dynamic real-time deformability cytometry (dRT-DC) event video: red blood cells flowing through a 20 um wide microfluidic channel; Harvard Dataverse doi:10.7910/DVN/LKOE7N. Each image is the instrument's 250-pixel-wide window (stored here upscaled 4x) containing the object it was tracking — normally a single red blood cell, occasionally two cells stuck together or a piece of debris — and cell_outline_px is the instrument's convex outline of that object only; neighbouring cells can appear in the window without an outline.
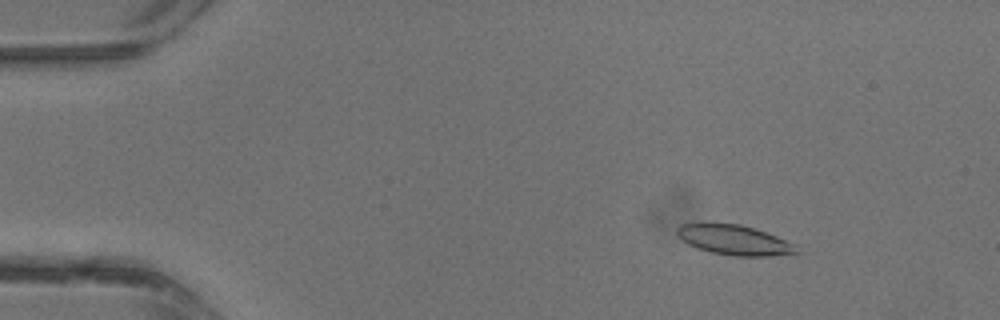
{"species": "common noctule bat (a hibernating species)", "species_latin": "Nyctalus noctula", "temperature_condition": "warm", "stored_images_in_passage": 39, "camera_frame_rate_fps": 3000, "um_per_image_px": 0.085, "animal": {"sex": "male", "body_mass_g": 13.3}, "frame": {"image": 1, "passage_image": 6, "time_ms": 1.667, "image_size_px": [1000, 320], "cell_outline_px": [[800, 252], [768, 256], [732, 256], [712, 252], [696, 248], [688, 244], [676, 232], [676, 228], [680, 224], [700, 220], [740, 224], [776, 236], [796, 244]], "centroid_in_image_um": [62.34, 20.35], "position_along_channel_um": 22.7, "area_um2": 21.33}}
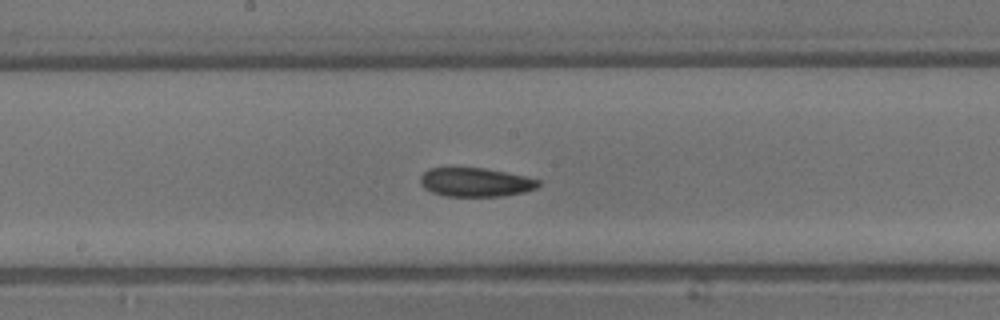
{"frame": {"image": 2, "passage_image": 21, "time_ms": 6.667, "image_size_px": [1000, 320], "cell_outline_px": [[540, 184], [536, 188], [524, 192], [504, 196], [444, 196], [432, 192], [424, 188], [420, 184], [420, 176], [428, 168], [484, 168], [524, 176], [540, 180]], "centroid_in_image_um": [40.4, 15.49], "position_along_channel_um": 207.8, "area_um2": 19.83}}
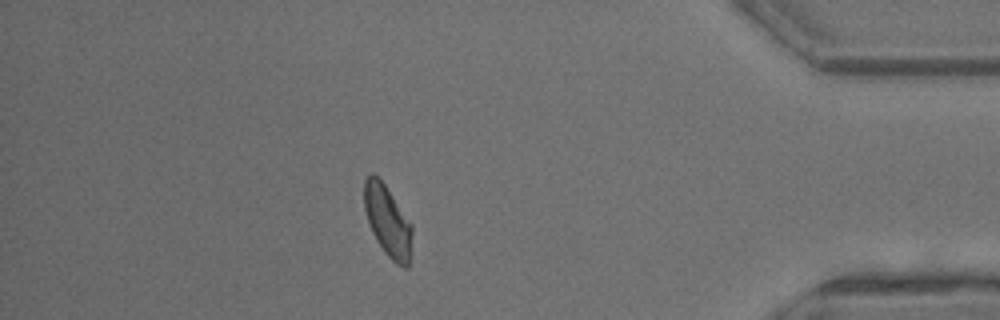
{"frame": {"image": 3, "passage_image": 34, "time_ms": 11.0, "image_size_px": [1000, 320], "cell_outline_px": [[412, 232], [408, 268], [404, 268], [396, 264], [384, 252], [376, 240], [372, 232], [364, 208], [364, 180], [372, 172], [384, 184], [412, 224]], "centroid_in_image_um": [32.94, 18.81], "position_along_channel_um": 402.3, "area_um2": 19.59}}